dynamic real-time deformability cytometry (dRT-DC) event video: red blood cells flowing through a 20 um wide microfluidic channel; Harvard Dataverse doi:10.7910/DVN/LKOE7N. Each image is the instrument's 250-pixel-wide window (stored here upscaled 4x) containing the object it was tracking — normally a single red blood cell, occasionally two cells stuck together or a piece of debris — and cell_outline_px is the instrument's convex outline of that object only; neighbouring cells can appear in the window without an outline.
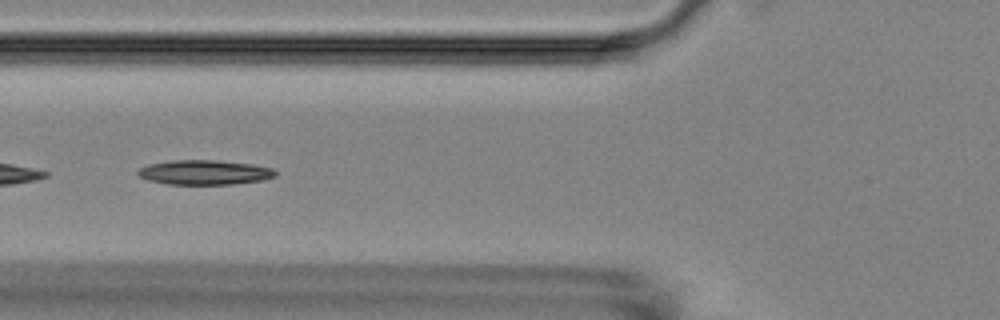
{"species": "Egyptian fruit bat (a non-hibernating species)", "species_latin": "Rousettus aegyptiacus", "temperature_condition": "room temperature", "stored_images_in_passage": 5, "camera_frame_rate_fps": 3000, "um_per_image_px": 0.085, "animal": {"sex": "female"}, "frame": {"image": 1, "passage_image": 5, "time_ms": 5.0, "image_size_px": [1000, 320], "cell_outline_px": [[276, 176], [260, 180], [232, 184], [168, 184], [148, 180], [140, 176], [136, 172], [140, 168], [148, 164], [172, 160], [216, 160], [252, 164], [272, 168], [276, 172]], "centroid_in_image_um": [17.36, 14.64], "position_along_channel_um": 108.4, "area_um2": 19.59}}